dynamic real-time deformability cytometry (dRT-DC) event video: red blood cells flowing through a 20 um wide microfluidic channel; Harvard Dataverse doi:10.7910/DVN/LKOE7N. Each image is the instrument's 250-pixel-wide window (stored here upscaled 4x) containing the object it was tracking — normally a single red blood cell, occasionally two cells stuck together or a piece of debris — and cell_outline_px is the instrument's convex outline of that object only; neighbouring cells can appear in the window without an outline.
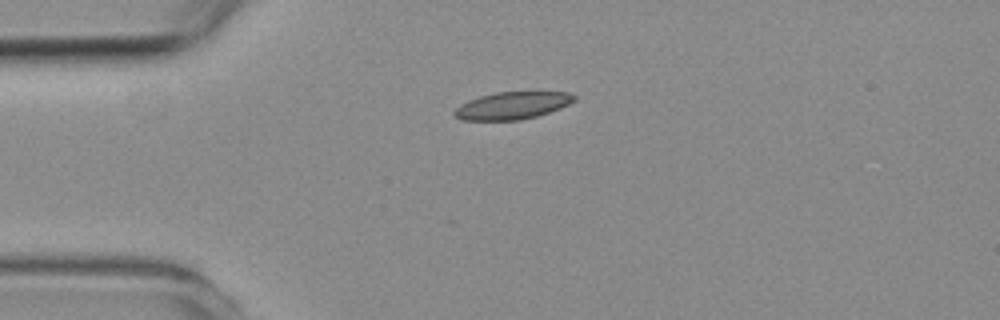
{"species": "common noctule bat (a hibernating species)", "species_latin": "Nyctalus noctula", "temperature_condition": "room temperature", "stored_images_in_passage": 5, "camera_frame_rate_fps": 3000, "um_per_image_px": 0.085, "animal": {"sex": "female", "body_mass_g": 19.3, "forearm_length_mm": 54.1}, "frame": {"image": 1, "passage_image": 1, "time_ms": 0.0, "image_size_px": [1000, 320], "cell_outline_px": [[576, 100], [560, 108], [536, 116], [520, 120], [460, 120], [452, 112], [460, 104], [468, 100], [480, 96], [496, 92], [568, 92], [576, 96]], "centroid_in_image_um": [43.52, 8.97], "position_along_channel_um": 41.5, "area_um2": 19.02}}
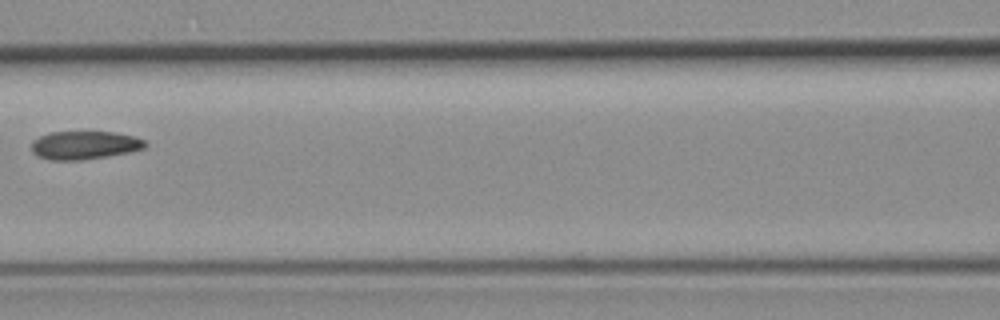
{"frame": {"image": 2, "passage_image": 4, "time_ms": 3.667, "image_size_px": [1000, 320], "cell_outline_px": [[148, 144], [144, 148], [128, 152], [108, 156], [80, 160], [48, 160], [36, 156], [32, 152], [32, 140], [48, 132], [116, 132], [132, 136], [144, 140]], "centroid_in_image_um": [7.14, 12.34], "position_along_channel_um": 159.5, "area_um2": 18.79}}
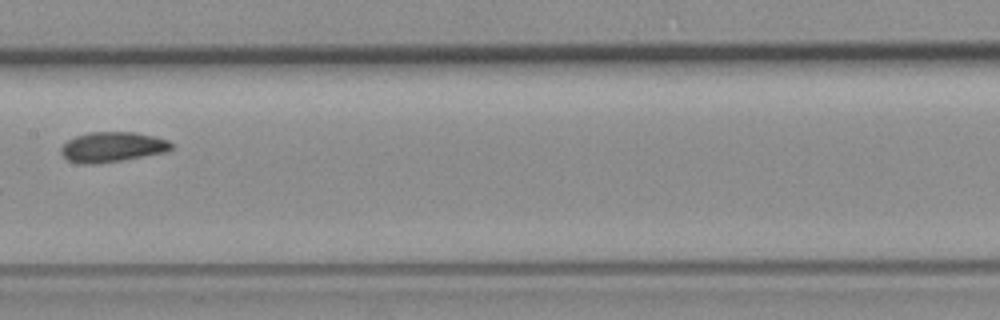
{"frame": {"image": 3, "passage_image": 5, "time_ms": 4.667, "image_size_px": [1000, 320], "cell_outline_px": [[172, 148], [164, 152], [120, 160], [96, 164], [80, 164], [68, 160], [60, 152], [60, 148], [68, 140], [76, 136], [88, 132], [136, 132], [168, 140], [172, 144]], "centroid_in_image_um": [9.5, 12.49], "position_along_channel_um": 197.9, "area_um2": 19.13}}